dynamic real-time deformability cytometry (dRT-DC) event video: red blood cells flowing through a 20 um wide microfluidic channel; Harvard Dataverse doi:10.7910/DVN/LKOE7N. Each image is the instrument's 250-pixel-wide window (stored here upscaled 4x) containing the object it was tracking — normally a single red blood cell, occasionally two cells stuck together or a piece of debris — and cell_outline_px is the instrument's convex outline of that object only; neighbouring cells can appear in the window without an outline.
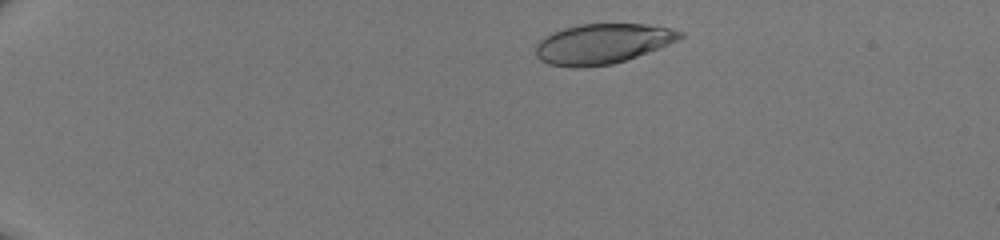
{"species": "human", "species_latin": "Homo sapiens", "temperature_condition": "room temperature", "stored_images_in_passage": 41, "camera_frame_rate_fps": 3000, "um_per_image_px": 0.085, "donor": {"sex": "male"}, "frame": {"image": 1, "passage_image": 2, "time_ms": 0.333, "image_size_px": [1000, 240], "cell_outline_px": [[684, 36], [660, 48], [612, 64], [576, 68], [572, 68], [548, 64], [540, 60], [536, 56], [536, 44], [544, 36], [552, 32], [564, 28], [580, 24], [644, 24], [672, 28], [684, 32]], "centroid_in_image_um": [51.18, 3.72], "position_along_channel_um": 33.8, "area_um2": 33.7}}
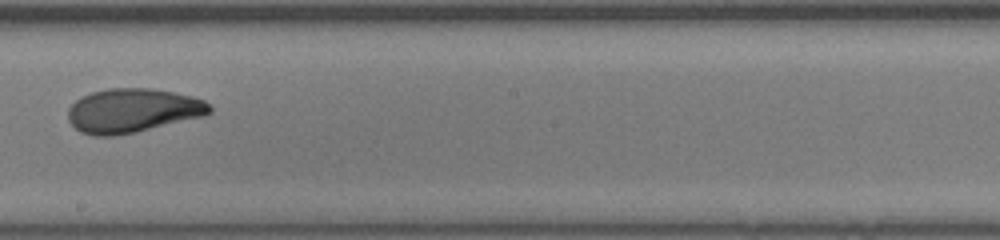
{"frame": {"image": 2, "passage_image": 23, "time_ms": 7.333, "image_size_px": [1000, 240], "cell_outline_px": [[212, 112], [204, 116], [136, 132], [112, 136], [92, 136], [80, 132], [68, 120], [68, 108], [80, 96], [92, 92], [108, 88], [152, 88], [192, 96], [204, 100], [212, 108]], "centroid_in_image_um": [11.26, 9.4], "position_along_channel_um": 236.9, "area_um2": 36.47}}
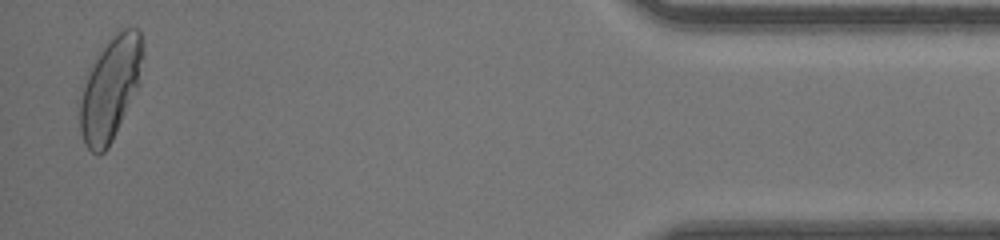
{"frame": {"image": 3, "passage_image": 40, "time_ms": 13.0, "image_size_px": [1000, 240], "cell_outline_px": [[144, 56], [136, 88], [116, 132], [108, 148], [104, 152], [92, 152], [84, 144], [80, 132], [80, 104], [84, 84], [100, 52], [112, 36], [124, 28], [140, 28], [144, 44]], "centroid_in_image_um": [9.4, 7.51], "position_along_channel_um": 425.8, "area_um2": 36.76}}